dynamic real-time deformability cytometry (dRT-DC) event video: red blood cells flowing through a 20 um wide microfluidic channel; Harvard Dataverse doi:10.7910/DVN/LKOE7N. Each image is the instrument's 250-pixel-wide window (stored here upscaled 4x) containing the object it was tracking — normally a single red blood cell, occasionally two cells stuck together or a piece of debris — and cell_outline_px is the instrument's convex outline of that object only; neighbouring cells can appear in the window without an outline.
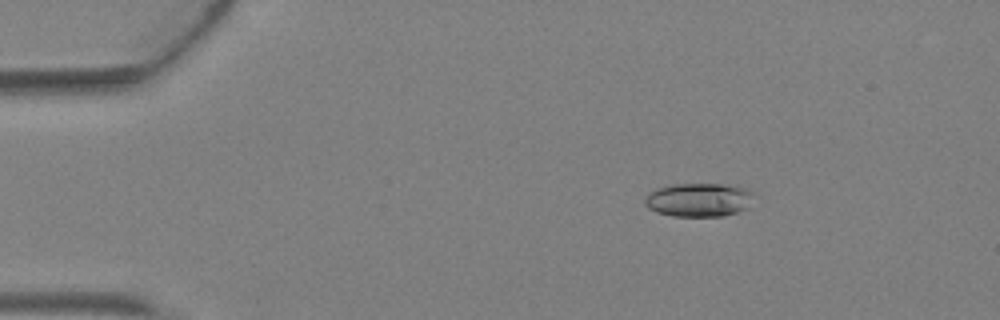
{"species": "Egyptian fruit bat (a non-hibernating species)", "species_latin": "Rousettus aegyptiacus", "temperature_condition": "warm", "stored_images_in_passage": 3, "camera_frame_rate_fps": 3000, "um_per_image_px": 0.085, "animal": {"sex": "female"}, "frame": {"image": 1, "passage_image": 2, "time_ms": 0.333, "image_size_px": [1000, 320], "cell_outline_px": [[756, 192], [748, 208], [724, 216], [672, 216], [656, 212], [648, 208], [644, 204], [644, 196], [648, 192], [656, 188], [676, 184], [720, 184], [748, 188]], "centroid_in_image_um": [59.4, 16.98], "position_along_channel_um": 25.6, "area_um2": 21.73}}
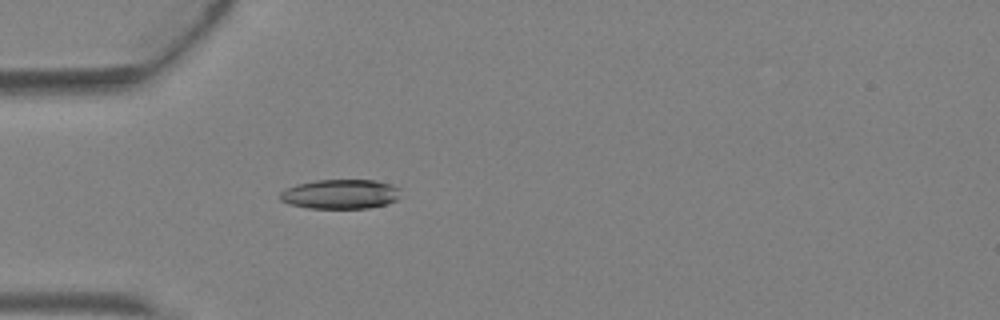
{"frame": {"image": 2, "passage_image": 3, "time_ms": 0.667, "image_size_px": [1000, 320], "cell_outline_px": [[400, 188], [396, 200], [388, 204], [368, 208], [308, 208], [288, 204], [280, 200], [280, 192], [284, 188], [296, 184], [316, 180], [376, 180], [392, 184]], "centroid_in_image_um": [28.91, 16.49], "position_along_channel_um": 56.1, "area_um2": 20.92}}